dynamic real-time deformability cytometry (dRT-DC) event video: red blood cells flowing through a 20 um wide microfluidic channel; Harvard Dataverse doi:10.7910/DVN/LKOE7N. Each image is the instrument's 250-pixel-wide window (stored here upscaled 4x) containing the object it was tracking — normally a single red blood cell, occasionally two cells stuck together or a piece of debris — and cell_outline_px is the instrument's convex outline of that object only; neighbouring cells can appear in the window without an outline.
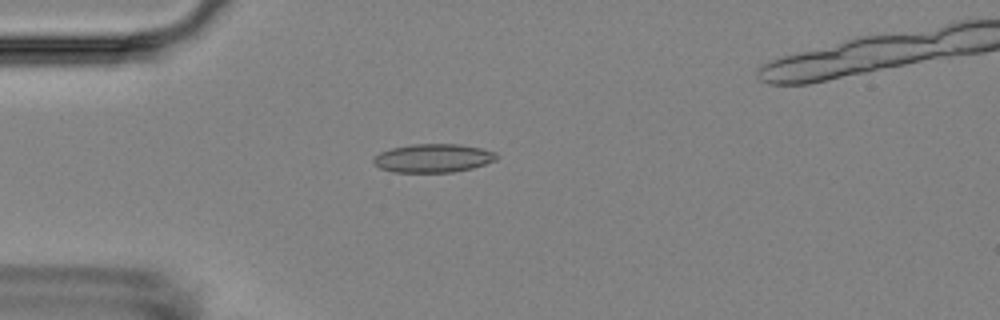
{"species": "Egyptian fruit bat (a non-hibernating species)", "species_latin": "Rousettus aegyptiacus", "temperature_condition": "room temperature", "stored_images_in_passage": 6, "camera_frame_rate_fps": 3000, "um_per_image_px": 0.085, "animal": {"sex": "female"}, "frame": {"image": 1, "passage_image": 5, "time_ms": 4.667, "image_size_px": [1000, 320], "cell_outline_px": [[500, 156], [496, 160], [472, 168], [452, 172], [392, 172], [380, 168], [372, 164], [372, 160], [380, 152], [392, 148], [412, 144], [456, 144], [480, 148], [496, 152]], "centroid_in_image_um": [36.81, 13.44], "position_along_channel_um": 48.2, "area_um2": 20.46}}